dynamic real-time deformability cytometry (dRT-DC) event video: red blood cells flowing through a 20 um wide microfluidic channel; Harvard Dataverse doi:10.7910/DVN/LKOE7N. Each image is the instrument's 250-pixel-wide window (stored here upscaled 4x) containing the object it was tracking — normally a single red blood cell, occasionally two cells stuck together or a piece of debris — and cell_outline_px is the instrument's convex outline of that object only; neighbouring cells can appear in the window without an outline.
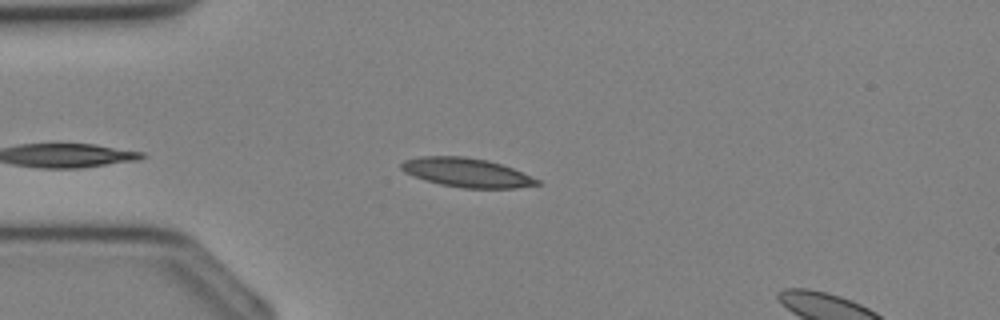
{"species": "Egyptian fruit bat (a non-hibernating species)", "species_latin": "Rousettus aegyptiacus", "temperature_condition": "cold", "stored_images_in_passage": 26, "camera_frame_rate_fps": 3000, "um_per_image_px": 0.085, "animal": {"sex": "female"}, "frame": {"image": 1, "passage_image": 3, "time_ms": 0.667, "image_size_px": [1000, 320], "cell_outline_px": [[540, 184], [516, 188], [464, 188], [440, 184], [404, 172], [400, 168], [400, 164], [404, 160], [420, 156], [464, 156], [488, 160], [512, 168], [540, 180]], "centroid_in_image_um": [39.67, 14.66], "position_along_channel_um": 45.3, "area_um2": 22.77}}
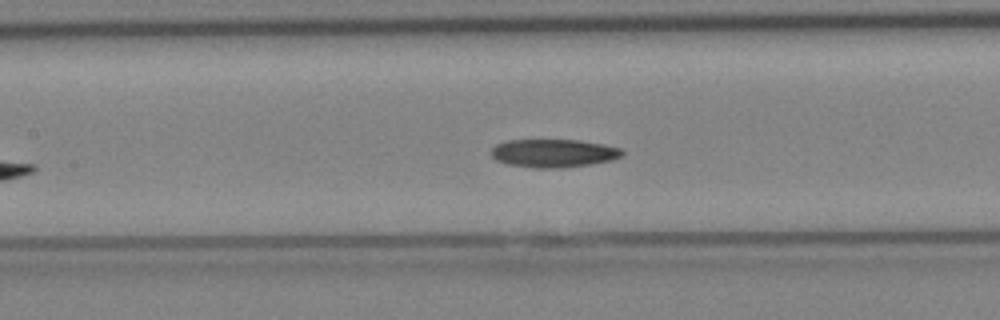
{"frame": {"image": 2, "passage_image": 10, "time_ms": 3.0, "image_size_px": [1000, 320], "cell_outline_px": [[624, 156], [612, 160], [564, 168], [532, 168], [508, 164], [496, 160], [492, 156], [492, 148], [496, 144], [508, 140], [580, 140], [604, 144], [620, 148], [624, 152]], "centroid_in_image_um": [47.07, 13.02], "position_along_channel_um": 160.3, "area_um2": 21.62}}
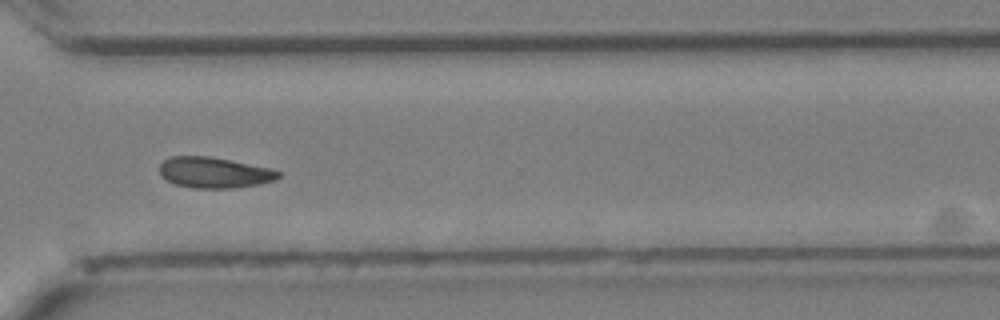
{"frame": {"image": 3, "passage_image": 20, "time_ms": 6.333, "image_size_px": [1000, 320], "cell_outline_px": [[280, 176], [276, 180], [260, 184], [232, 188], [192, 188], [176, 184], [160, 176], [160, 164], [164, 160], [172, 156], [208, 156], [268, 168], [280, 172]], "centroid_in_image_um": [18.19, 14.68], "position_along_channel_um": 352.4, "area_um2": 21.1}}